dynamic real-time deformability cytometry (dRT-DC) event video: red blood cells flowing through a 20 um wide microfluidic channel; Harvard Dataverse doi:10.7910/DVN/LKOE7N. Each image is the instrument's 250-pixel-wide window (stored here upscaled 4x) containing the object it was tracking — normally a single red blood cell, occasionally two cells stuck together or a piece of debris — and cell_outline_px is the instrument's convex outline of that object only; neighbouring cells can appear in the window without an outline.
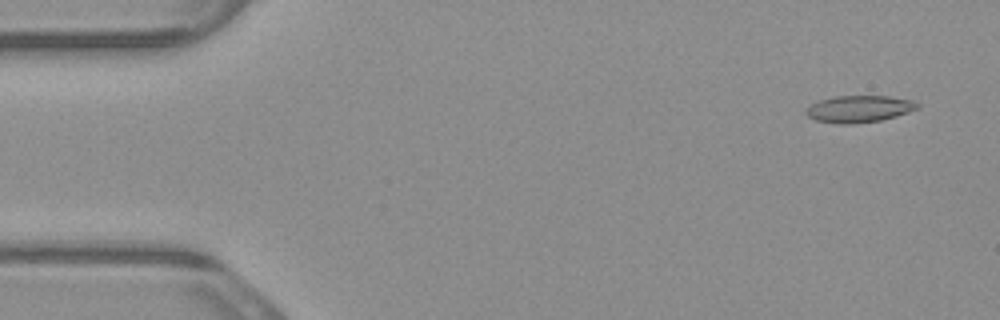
{"species": "common noctule bat (a hibernating species)", "species_latin": "Nyctalus noctula", "temperature_condition": "warm", "stored_images_in_passage": 5, "camera_frame_rate_fps": 3000, "um_per_image_px": 0.085, "animal": {"sex": "male", "body_mass_g": 23.1, "forearm_length_mm": 52.7}, "frame": {"image": 1, "passage_image": 1, "time_ms": 0.0, "image_size_px": [1000, 320], "cell_outline_px": [[920, 108], [896, 116], [880, 120], [852, 124], [836, 124], [816, 120], [808, 116], [804, 112], [804, 108], [820, 100], [836, 96], [888, 96], [912, 100], [920, 104]], "centroid_in_image_um": [73.01, 9.26], "position_along_channel_um": 12.0, "area_um2": 17.51}}
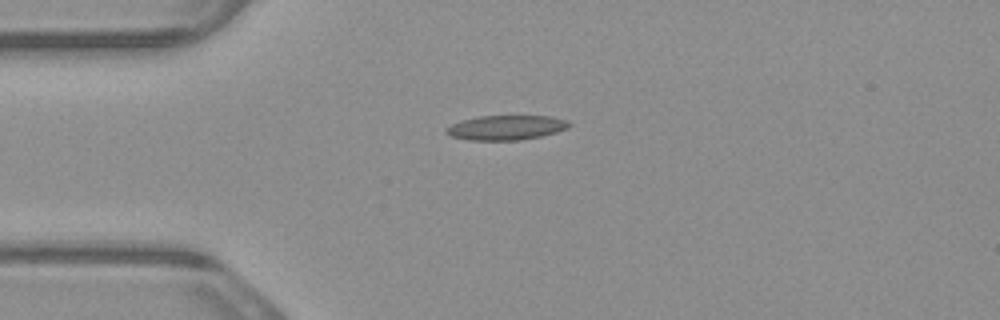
{"frame": {"image": 2, "passage_image": 4, "time_ms": 1.0, "image_size_px": [1000, 320], "cell_outline_px": [[572, 124], [568, 128], [556, 132], [540, 136], [520, 140], [468, 140], [452, 136], [444, 132], [444, 128], [460, 120], [480, 116], [552, 116], [568, 120]], "centroid_in_image_um": [43.02, 10.84], "position_along_channel_um": 42.0, "area_um2": 17.74}}
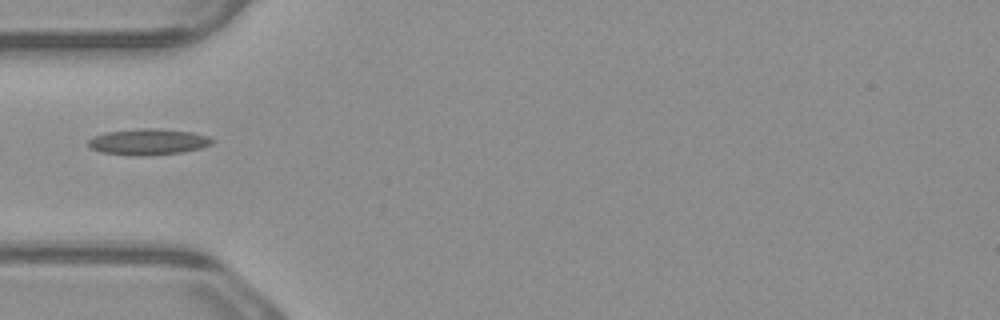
{"frame": {"image": 3, "passage_image": 5, "time_ms": 1.333, "image_size_px": [1000, 320], "cell_outline_px": [[216, 140], [212, 144], [200, 148], [184, 152], [148, 156], [140, 156], [100, 152], [92, 148], [88, 144], [88, 140], [104, 132], [140, 128], [160, 128], [192, 132], [208, 136]], "centroid_in_image_um": [12.64, 12.05], "position_along_channel_um": 72.4, "area_um2": 19.02}}